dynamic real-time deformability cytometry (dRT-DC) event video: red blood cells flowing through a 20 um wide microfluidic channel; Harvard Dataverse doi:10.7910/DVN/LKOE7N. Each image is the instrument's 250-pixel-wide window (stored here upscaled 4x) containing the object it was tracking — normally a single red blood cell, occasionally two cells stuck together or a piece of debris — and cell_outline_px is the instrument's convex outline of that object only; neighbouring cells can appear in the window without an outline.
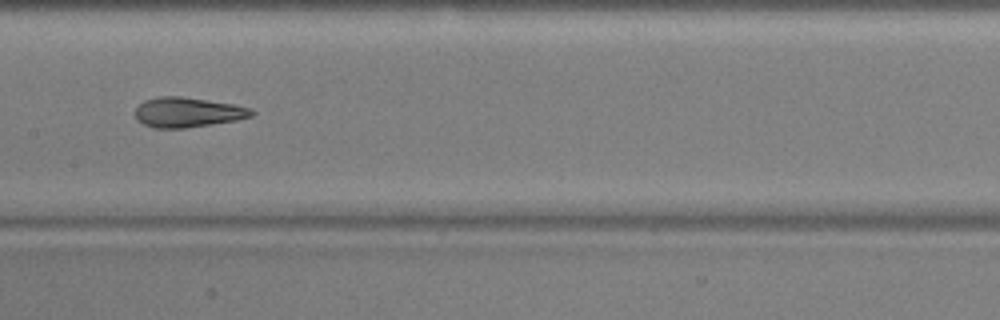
{"species": "common noctule bat (a hibernating species)", "species_latin": "Nyctalus noctula", "temperature_condition": "warm", "stored_images_in_passage": 38, "camera_frame_rate_fps": 3000, "um_per_image_px": 0.085, "animal": {"sex": "male", "body_mass_g": 17.9, "forearm_length_mm": 54.2}, "frame": {"image": 1, "passage_image": 12, "time_ms": 3.667, "image_size_px": [1000, 320], "cell_outline_px": [[256, 112], [252, 116], [236, 120], [184, 128], [156, 128], [144, 124], [136, 120], [136, 108], [144, 100], [160, 96], [180, 96], [208, 100], [232, 104], [252, 108]], "centroid_in_image_um": [15.96, 9.54], "position_along_channel_um": 191.4, "area_um2": 20.17}, "authors_computed_cell_mechanics": {"area_um2": 21.1259, "velocity_mm_per_s": 3.8007, "shape_relaxation_time_tau1_ms": 7.8832, "shape_relaxation_time_tau2_ms": 1.7074, "deformation_change_tau1": 0.2268, "deformation_change_tau2": 0.0971}}